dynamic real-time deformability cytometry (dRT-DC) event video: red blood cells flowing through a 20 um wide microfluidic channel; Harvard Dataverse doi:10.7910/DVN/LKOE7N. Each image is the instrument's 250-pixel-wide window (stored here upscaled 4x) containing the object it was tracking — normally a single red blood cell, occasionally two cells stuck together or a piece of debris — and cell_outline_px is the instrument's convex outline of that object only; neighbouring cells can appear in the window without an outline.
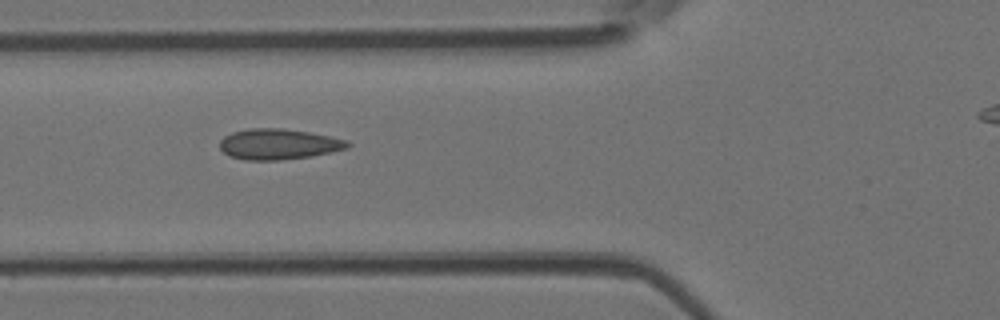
{"species": "Egyptian fruit bat (a non-hibernating species)", "species_latin": "Rousettus aegyptiacus", "temperature_condition": "room temperature", "stored_images_in_passage": 4, "segment_of_instrument_passage": [1, 2], "camera_frame_rate_fps": 3000, "um_per_image_px": 0.085, "animal": {"sex": "female"}, "frame": {"image": 1, "passage_image": 2, "time_ms": 0.333, "image_size_px": [1000, 320], "cell_outline_px": [[352, 144], [348, 148], [312, 156], [280, 160], [244, 160], [228, 156], [220, 148], [220, 140], [224, 136], [232, 132], [248, 128], [284, 128], [308, 132], [348, 140]], "centroid_in_image_um": [23.66, 12.25], "position_along_channel_um": 102.1, "area_um2": 22.95}}
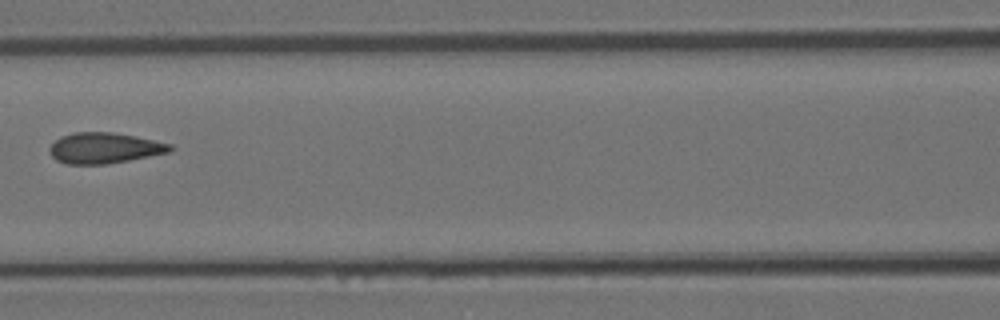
{"frame": {"image": 2, "passage_image": 3, "time_ms": 0.667, "image_size_px": [1000, 320], "cell_outline_px": [[176, 148], [168, 152], [128, 160], [104, 164], [64, 164], [56, 160], [52, 156], [48, 148], [60, 136], [72, 132], [112, 132], [136, 136], [172, 144]], "centroid_in_image_um": [8.85, 12.57], "position_along_channel_um": 157.7, "area_um2": 21.62}}